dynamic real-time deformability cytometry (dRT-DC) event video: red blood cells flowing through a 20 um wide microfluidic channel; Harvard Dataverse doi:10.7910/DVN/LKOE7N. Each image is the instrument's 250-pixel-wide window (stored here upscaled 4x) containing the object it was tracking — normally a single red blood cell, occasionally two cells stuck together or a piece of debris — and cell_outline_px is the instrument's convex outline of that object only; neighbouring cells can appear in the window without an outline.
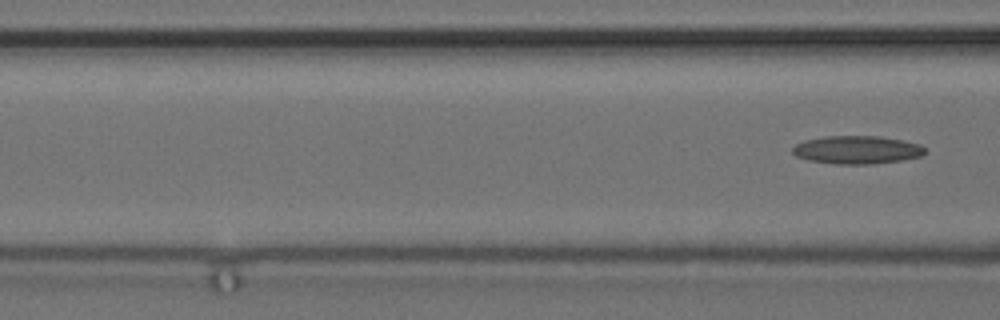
{"species": "common noctule bat (a hibernating species)", "species_latin": "Nyctalus noctula", "temperature_condition": "cold", "stored_images_in_passage": 8, "segment_of_instrument_passage": [2, 2], "camera_frame_rate_fps": 3000, "um_per_image_px": 0.085, "animal": {"sex": "female", "body_mass_g": 24.6, "forearm_length_mm": 56.2}, "frame": {"image": 1, "passage_image": 8, "time_ms": 2.333, "image_size_px": [1000, 320], "cell_outline_px": [[924, 152], [920, 156], [900, 160], [872, 164], [836, 164], [808, 160], [796, 156], [792, 152], [792, 148], [796, 144], [804, 140], [824, 136], [880, 136], [904, 140], [920, 144], [924, 148]], "centroid_in_image_um": [72.81, 12.73], "position_along_channel_um": 93.8, "area_um2": 21.68}}